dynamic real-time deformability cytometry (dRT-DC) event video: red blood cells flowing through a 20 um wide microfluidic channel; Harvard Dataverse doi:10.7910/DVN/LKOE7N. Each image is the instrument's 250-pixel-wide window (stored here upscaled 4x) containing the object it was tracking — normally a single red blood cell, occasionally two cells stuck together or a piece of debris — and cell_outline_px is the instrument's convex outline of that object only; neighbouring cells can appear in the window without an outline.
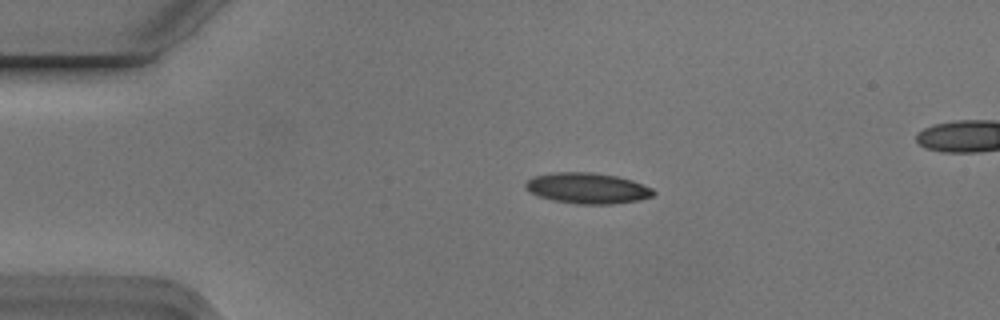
{"species": "Egyptian fruit bat (a non-hibernating species)", "species_latin": "Rousettus aegyptiacus", "temperature_condition": "cold", "stored_images_in_passage": 3, "camera_frame_rate_fps": 3000, "um_per_image_px": 0.085, "animal": {"sex": "male"}, "frame": {"image": 1, "passage_image": 1, "time_ms": 0.0, "image_size_px": [1000, 320], "cell_outline_px": [[656, 192], [652, 196], [640, 200], [612, 204], [576, 204], [552, 200], [540, 196], [532, 192], [524, 184], [532, 176], [552, 172], [592, 172], [616, 176], [632, 180], [652, 188]], "centroid_in_image_um": [49.95, 15.99], "position_along_channel_um": 35.1, "area_um2": 22.89}}